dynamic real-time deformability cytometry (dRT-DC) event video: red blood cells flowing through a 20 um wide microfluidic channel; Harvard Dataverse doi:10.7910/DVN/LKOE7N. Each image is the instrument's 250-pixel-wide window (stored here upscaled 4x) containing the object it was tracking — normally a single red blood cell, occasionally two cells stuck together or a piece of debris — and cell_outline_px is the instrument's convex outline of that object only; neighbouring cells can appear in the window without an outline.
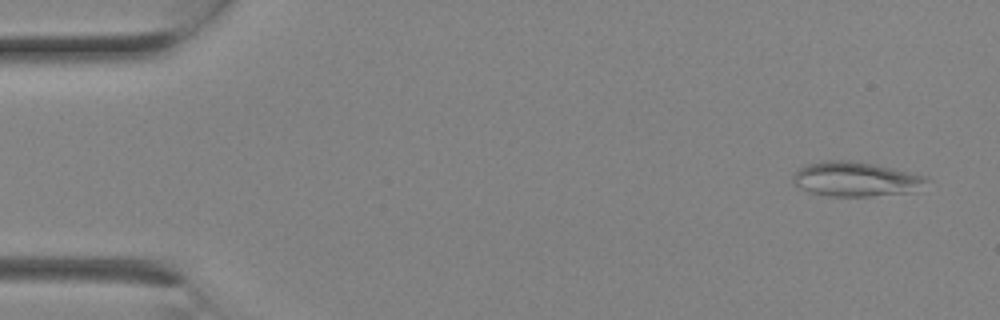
{"species": "Egyptian fruit bat (a non-hibernating species)", "species_latin": "Rousettus aegyptiacus", "temperature_condition": "room temperature", "stored_images_in_passage": 2, "camera_frame_rate_fps": 3000, "um_per_image_px": 0.085, "animal": {"sex": "female"}, "frame": {"image": 1, "passage_image": 1, "time_ms": 0.0, "image_size_px": [1000, 320], "cell_outline_px": [[928, 180], [904, 192], [868, 196], [832, 196], [812, 192], [800, 188], [796, 184], [792, 176], [804, 164], [824, 160], [852, 160], [876, 164], [924, 176]], "centroid_in_image_um": [72.6, 15.19], "position_along_channel_um": 12.4, "area_um2": 26.07}}